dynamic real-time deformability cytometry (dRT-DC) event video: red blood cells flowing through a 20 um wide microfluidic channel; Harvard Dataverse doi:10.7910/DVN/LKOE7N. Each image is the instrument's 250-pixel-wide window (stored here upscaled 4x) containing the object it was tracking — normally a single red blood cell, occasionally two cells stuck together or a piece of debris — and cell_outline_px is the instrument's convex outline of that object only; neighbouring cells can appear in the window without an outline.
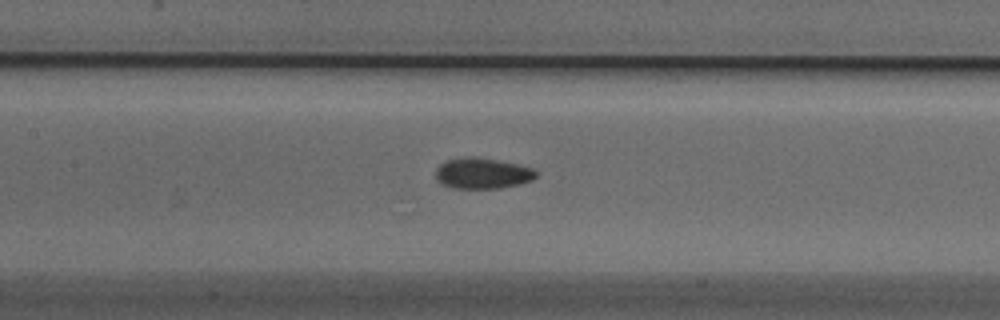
{"species": "Egyptian fruit bat (a non-hibernating species)", "species_latin": "Rousettus aegyptiacus", "temperature_condition": "cold", "stored_images_in_passage": 30, "camera_frame_rate_fps": 3000, "um_per_image_px": 0.085, "animal": {"sex": "male"}, "frame": {"image": 1, "passage_image": 7, "time_ms": 2.0, "image_size_px": [1000, 320], "cell_outline_px": [[536, 176], [532, 180], [520, 184], [500, 188], [452, 188], [436, 180], [436, 168], [444, 160], [468, 156], [476, 156], [516, 164], [532, 168], [536, 172]], "centroid_in_image_um": [40.97, 14.72], "position_along_channel_um": 166.4, "area_um2": 18.03}}
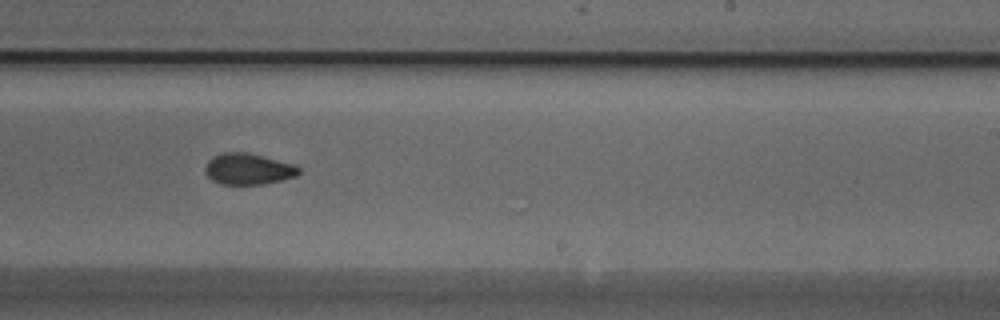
{"frame": {"image": 2, "passage_image": 15, "time_ms": 4.667, "image_size_px": [1000, 320], "cell_outline_px": [[300, 172], [296, 176], [264, 184], [220, 184], [212, 180], [204, 172], [204, 168], [208, 160], [212, 156], [220, 152], [248, 152], [296, 164], [300, 168]], "centroid_in_image_um": [21.08, 14.35], "position_along_channel_um": 267.9, "area_um2": 17.28}}
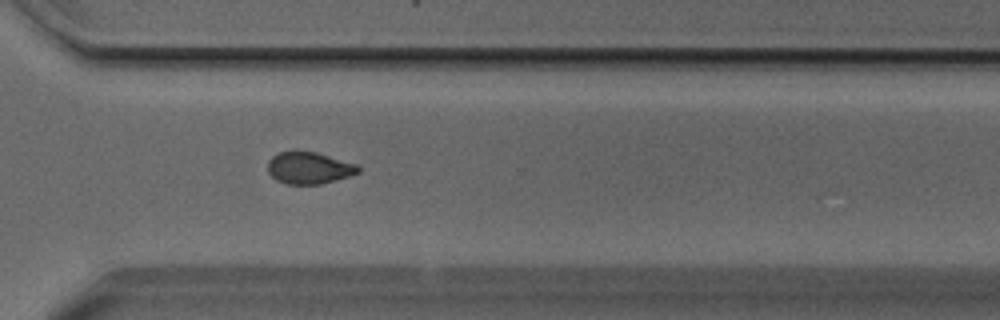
{"frame": {"image": 3, "passage_image": 21, "time_ms": 6.667, "image_size_px": [1000, 320], "cell_outline_px": [[360, 172], [348, 176], [320, 184], [284, 184], [276, 180], [268, 172], [268, 160], [272, 156], [280, 152], [316, 152], [356, 164], [360, 168]], "centroid_in_image_um": [26.25, 14.29], "position_along_channel_um": 344.4, "area_um2": 16.59}, "authors_computed_cell_mechanics": {"area_um2": 16.7909, "velocity_mm_per_s": 3.8142, "shape_relaxation_time_tau1_ms": 2.5614, "shape_relaxation_time_tau2_ms": null, "deformation_change_tau1": 0.0788, "deformation_change_tau2": null}}